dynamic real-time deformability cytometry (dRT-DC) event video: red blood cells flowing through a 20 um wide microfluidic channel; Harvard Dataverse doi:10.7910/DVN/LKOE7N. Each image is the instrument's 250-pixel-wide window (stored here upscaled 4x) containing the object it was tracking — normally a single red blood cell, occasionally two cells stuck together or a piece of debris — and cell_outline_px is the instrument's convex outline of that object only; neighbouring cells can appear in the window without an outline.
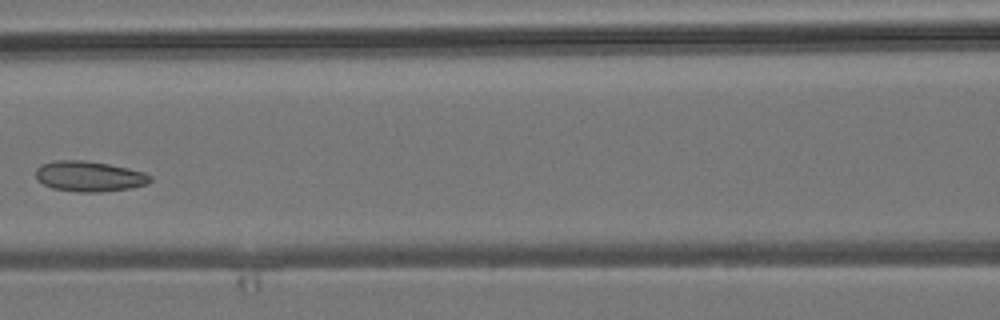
{"species": "common noctule bat (a hibernating species)", "species_latin": "Nyctalus noctula", "temperature_condition": "room temperature", "stored_images_in_passage": 6, "camera_frame_rate_fps": 3000, "um_per_image_px": 0.085, "animal": {"sex": "male", "body_mass_g": 19.2, "forearm_length_mm": 51.8}, "frame": {"image": 1, "passage_image": 6, "time_ms": 5.667, "image_size_px": [1000, 320], "cell_outline_px": [[152, 180], [148, 184], [132, 188], [104, 192], [80, 192], [52, 188], [36, 180], [36, 168], [40, 164], [52, 160], [84, 160], [108, 164], [128, 168], [144, 172], [152, 176]], "centroid_in_image_um": [7.58, 14.99], "position_along_channel_um": 159.0, "area_um2": 20.58}}